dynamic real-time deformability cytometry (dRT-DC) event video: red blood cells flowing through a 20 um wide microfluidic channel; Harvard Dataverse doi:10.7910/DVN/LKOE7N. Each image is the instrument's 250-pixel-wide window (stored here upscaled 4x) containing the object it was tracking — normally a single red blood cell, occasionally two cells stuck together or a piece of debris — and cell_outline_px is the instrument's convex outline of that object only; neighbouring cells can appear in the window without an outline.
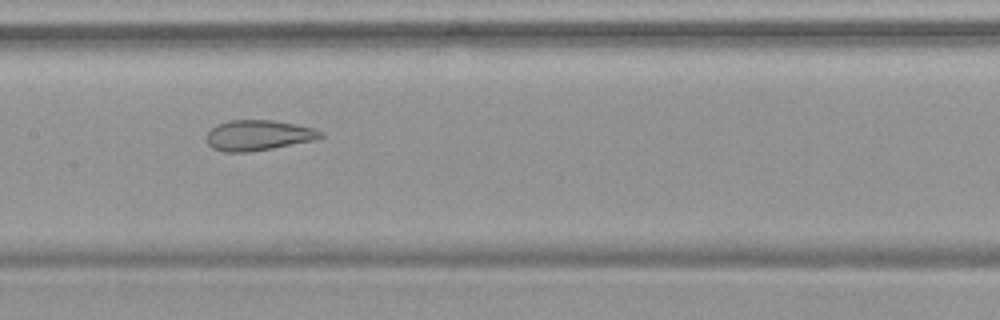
{"species": "common noctule bat (a hibernating species)", "species_latin": "Nyctalus noctula", "temperature_condition": "warm", "stored_images_in_passage": 54, "camera_frame_rate_fps": 3000, "um_per_image_px": 0.085, "animal": {"sex": "female", "body_mass_g": 19.9}, "frame": {"image": 1, "passage_image": 27, "time_ms": 8.667, "image_size_px": [1000, 320], "cell_outline_px": [[324, 136], [316, 140], [272, 148], [248, 152], [224, 152], [212, 148], [208, 144], [204, 136], [216, 124], [228, 120], [272, 120], [296, 124], [316, 128], [324, 132]], "centroid_in_image_um": [21.96, 11.49], "position_along_channel_um": 185.4, "area_um2": 20.52}}
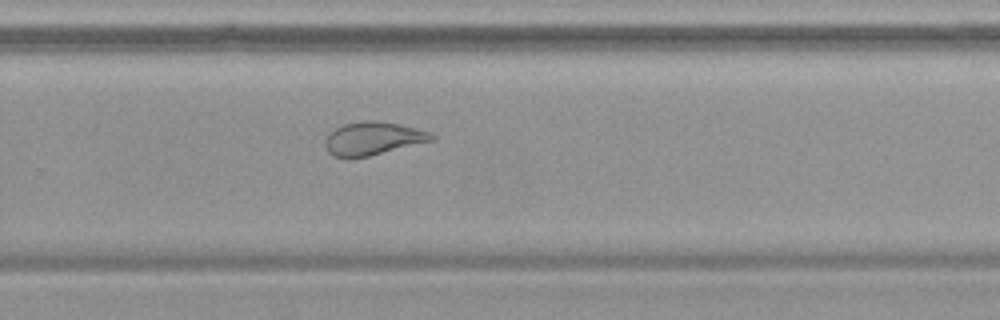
{"frame": {"image": 2, "passage_image": 36, "time_ms": 11.667, "image_size_px": [1000, 320], "cell_outline_px": [[436, 136], [432, 140], [368, 156], [332, 156], [328, 152], [324, 144], [324, 140], [328, 132], [344, 124], [368, 120], [372, 120], [396, 124], [416, 128], [432, 132]], "centroid_in_image_um": [31.67, 11.75], "position_along_channel_um": 298.1, "area_um2": 20.11}}
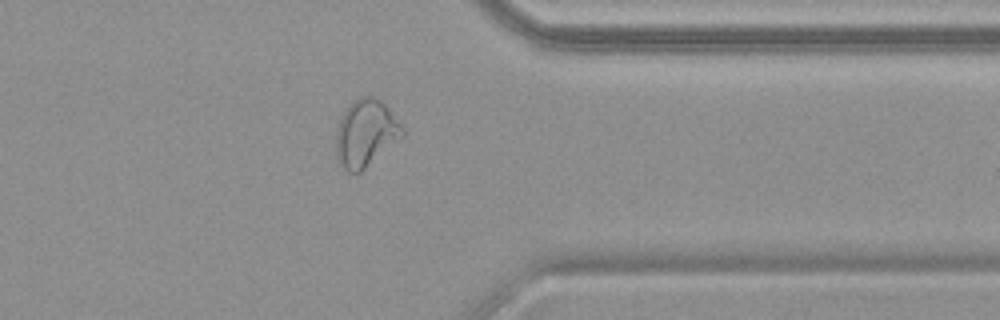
{"frame": {"image": 3, "passage_image": 43, "time_ms": 14.0, "image_size_px": [1000, 320], "cell_outline_px": [[404, 136], [360, 172], [348, 172], [340, 164], [336, 156], [336, 128], [340, 116], [348, 104], [360, 96], [372, 96], [380, 100], [388, 108], [404, 128]], "centroid_in_image_um": [31.06, 11.31], "position_along_channel_um": 380.3, "area_um2": 26.01}, "authors_computed_cell_mechanics": {"area_um2": 26.9348, "velocity_mm_per_s": 3.7742, "shape_relaxation_time_tau1_ms": null, "shape_relaxation_time_tau2_ms": 1.3394, "deformation_change_tau1": null, "deformation_change_tau2": 0.0936}}